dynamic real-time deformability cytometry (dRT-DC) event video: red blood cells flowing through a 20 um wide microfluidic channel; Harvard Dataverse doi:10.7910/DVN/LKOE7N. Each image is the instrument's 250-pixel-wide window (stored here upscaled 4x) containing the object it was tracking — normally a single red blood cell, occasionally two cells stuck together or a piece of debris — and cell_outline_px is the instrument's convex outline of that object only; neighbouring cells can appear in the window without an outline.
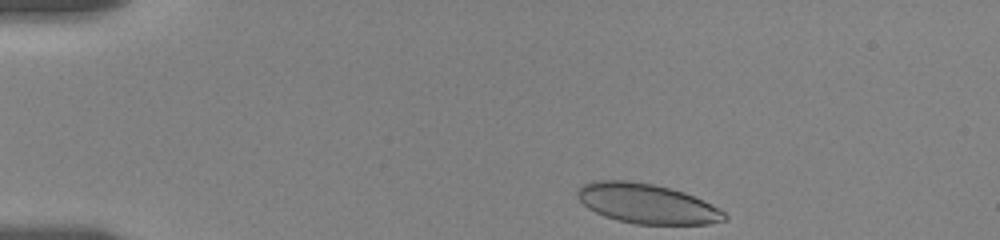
{"species": "human", "species_latin": "Homo sapiens", "temperature_condition": "room temperature", "stored_images_in_passage": 41, "camera_frame_rate_fps": 3000, "um_per_image_px": 0.085, "donor": {"sex": "female"}, "frame": {"image": 1, "passage_image": 1, "time_ms": 0.0, "image_size_px": [1000, 240], "cell_outline_px": [[728, 220], [708, 224], [636, 224], [616, 220], [604, 216], [588, 208], [576, 196], [576, 192], [584, 184], [592, 180], [628, 180], [652, 184], [684, 192], [712, 204], [720, 208], [728, 216]], "centroid_in_image_um": [55.0, 17.31], "position_along_channel_um": 30.0, "area_um2": 34.16}}
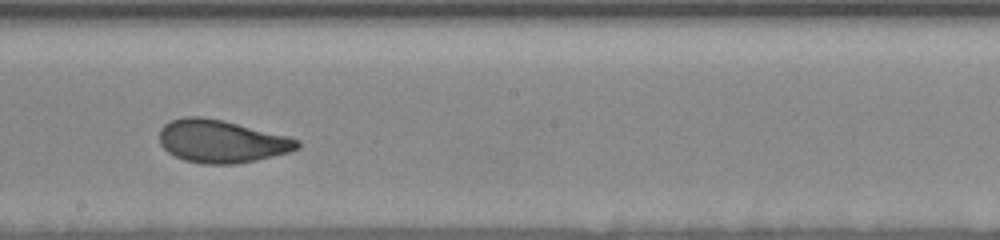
{"frame": {"image": 2, "passage_image": 24, "time_ms": 7.667, "image_size_px": [1000, 240], "cell_outline_px": [[300, 148], [288, 152], [256, 160], [236, 164], [204, 164], [184, 160], [168, 152], [160, 144], [160, 128], [164, 124], [172, 120], [184, 116], [200, 116], [220, 120], [288, 136], [300, 140]], "centroid_in_image_um": [18.82, 12.01], "position_along_channel_um": 229.4, "area_um2": 34.16}}
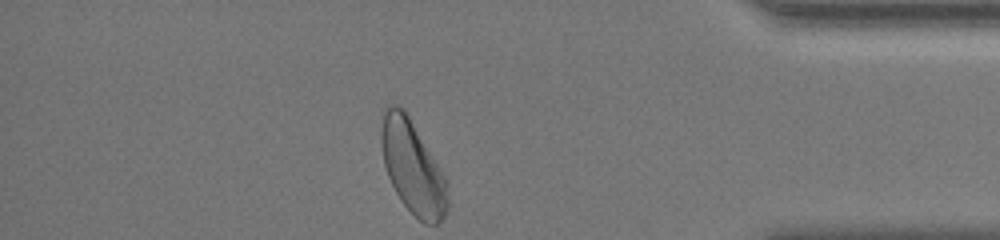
{"frame": {"image": 3, "passage_image": 41, "time_ms": 13.333, "image_size_px": [1000, 240], "cell_outline_px": [[448, 212], [436, 224], [424, 224], [400, 200], [388, 176], [384, 164], [380, 144], [380, 112], [384, 104], [396, 104], [404, 108], [448, 180]], "centroid_in_image_um": [35.05, 14.14], "position_along_channel_um": 400.2, "area_um2": 36.7}, "authors_computed_cell_mechanics": {"area_um2": 34.68, "velocity_mm_per_s": 3.4939, "shape_relaxation_time_tau1_ms": 5.3988, "shape_relaxation_time_tau2_ms": 0.7978, "deformation_change_tau1": 0.1506, "deformation_change_tau2": 0.0723}}